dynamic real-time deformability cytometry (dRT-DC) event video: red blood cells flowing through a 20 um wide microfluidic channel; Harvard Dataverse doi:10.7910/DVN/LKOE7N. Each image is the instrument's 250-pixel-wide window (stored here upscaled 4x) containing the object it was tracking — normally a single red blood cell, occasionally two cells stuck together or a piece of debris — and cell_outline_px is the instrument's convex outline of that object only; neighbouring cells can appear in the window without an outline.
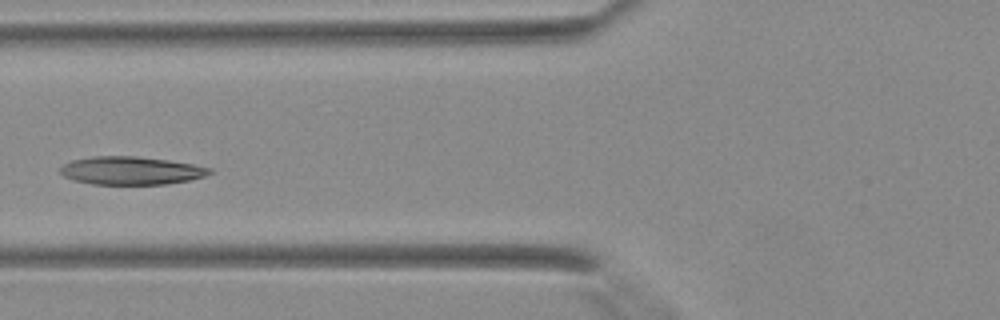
{"species": "Egyptian fruit bat (a non-hibernating species)", "species_latin": "Rousettus aegyptiacus", "temperature_condition": "warm", "stored_images_in_passage": 21, "camera_frame_rate_fps": 3000, "um_per_image_px": 0.085, "animal": {"sex": "female"}, "frame": {"image": 1, "passage_image": 12, "time_ms": 3.667, "image_size_px": [1000, 320], "cell_outline_px": [[212, 172], [204, 176], [188, 180], [168, 184], [92, 184], [72, 180], [64, 176], [60, 172], [60, 168], [64, 164], [72, 160], [92, 156], [136, 156], [168, 160], [192, 164], [212, 168]], "centroid_in_image_um": [11.12, 14.5], "position_along_channel_um": 114.7, "area_um2": 24.39}}